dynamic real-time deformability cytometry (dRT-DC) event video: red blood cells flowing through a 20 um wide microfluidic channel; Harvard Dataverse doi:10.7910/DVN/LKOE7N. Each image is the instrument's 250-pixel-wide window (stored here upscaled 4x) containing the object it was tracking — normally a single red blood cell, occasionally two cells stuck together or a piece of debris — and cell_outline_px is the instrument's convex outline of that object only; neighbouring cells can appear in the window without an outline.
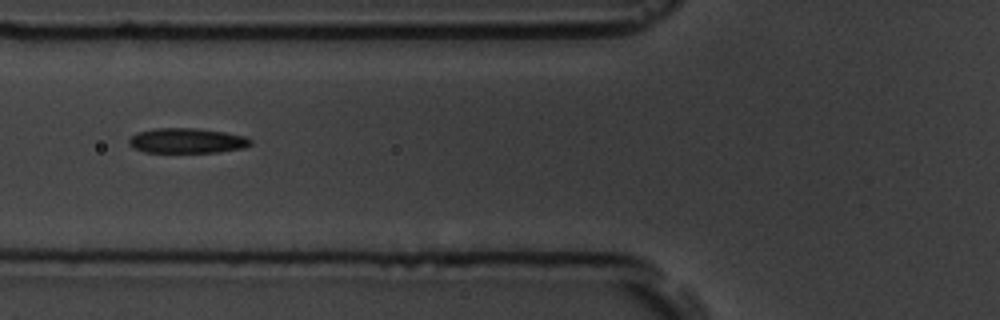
{"species": "common noctule bat (a hibernating species)", "species_latin": "Nyctalus noctula", "temperature_condition": "room temperature", "stored_images_in_passage": 7, "camera_frame_rate_fps": 3000, "um_per_image_px": 0.085, "animal": {"sex": "male", "body_mass_g": 19.5, "forearm_length_mm": 54.6}, "frame": {"image": 1, "passage_image": 7, "time_ms": 6.667, "image_size_px": [1000, 320], "cell_outline_px": [[252, 144], [244, 148], [220, 152], [144, 152], [132, 148], [128, 144], [128, 140], [136, 132], [156, 128], [196, 128], [224, 132], [244, 136], [252, 140]], "centroid_in_image_um": [15.87, 11.96], "position_along_channel_um": 109.9, "area_um2": 17.86}}